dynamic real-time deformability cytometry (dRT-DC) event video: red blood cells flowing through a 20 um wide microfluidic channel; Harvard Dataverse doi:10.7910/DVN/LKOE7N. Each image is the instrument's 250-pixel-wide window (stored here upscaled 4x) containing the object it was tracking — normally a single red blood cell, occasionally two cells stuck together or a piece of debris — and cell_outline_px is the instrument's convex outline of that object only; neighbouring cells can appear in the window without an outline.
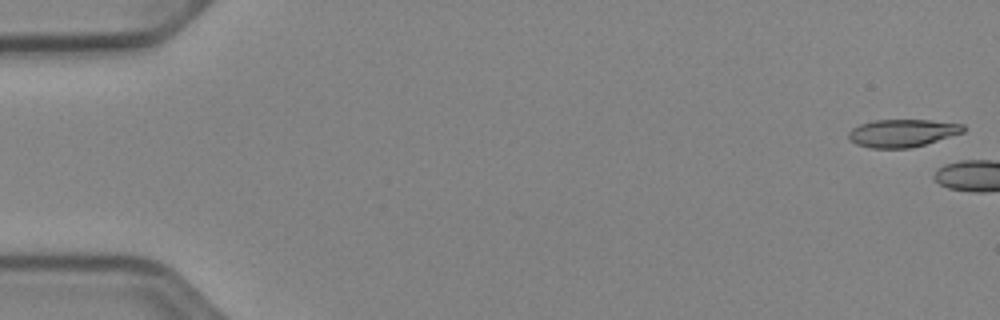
{"species": "Egyptian fruit bat (a non-hibernating species)", "species_latin": "Rousettus aegyptiacus", "temperature_condition": "cold", "stored_images_in_passage": 8, "camera_frame_rate_fps": 3000, "um_per_image_px": 0.085, "animal": {"sex": "female"}, "frame": {"image": 1, "passage_image": 1, "time_ms": 0.0, "image_size_px": [1000, 320], "cell_outline_px": [[964, 132], [924, 144], [908, 148], [872, 148], [856, 144], [848, 136], [848, 132], [852, 128], [860, 124], [876, 120], [928, 120], [964, 124]], "centroid_in_image_um": [76.69, 11.3], "position_along_channel_um": 8.3, "area_um2": 18.26}}